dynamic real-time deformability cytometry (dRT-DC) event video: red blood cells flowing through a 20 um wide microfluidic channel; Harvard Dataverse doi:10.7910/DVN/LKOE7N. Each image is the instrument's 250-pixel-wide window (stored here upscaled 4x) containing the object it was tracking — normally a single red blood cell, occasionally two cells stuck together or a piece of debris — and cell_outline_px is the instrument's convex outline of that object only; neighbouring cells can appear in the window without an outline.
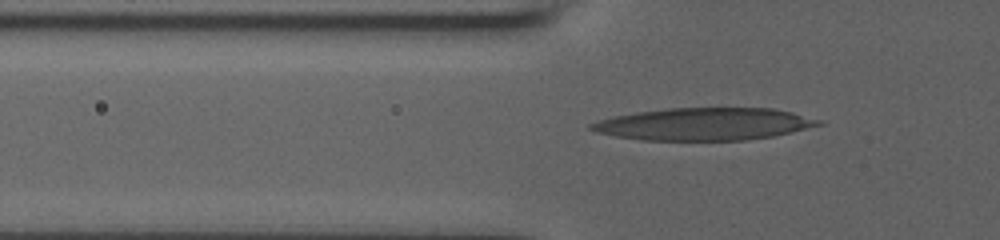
{"species": "human", "species_latin": "Homo sapiens", "temperature_condition": "room temperature", "stored_images_in_passage": 40, "camera_frame_rate_fps": 3000, "um_per_image_px": 0.085, "donor": {"sex": "male"}, "frame": {"image": 1, "passage_image": 5, "time_ms": 1.333, "image_size_px": [1000, 240], "cell_outline_px": [[824, 124], [792, 132], [772, 136], [744, 140], [640, 140], [616, 136], [596, 132], [588, 128], [588, 124], [612, 116], [636, 112], [668, 108], [772, 108], [792, 112], [824, 120]], "centroid_in_image_um": [59.86, 10.54], "position_along_channel_um": 65.9, "area_um2": 43.0}}
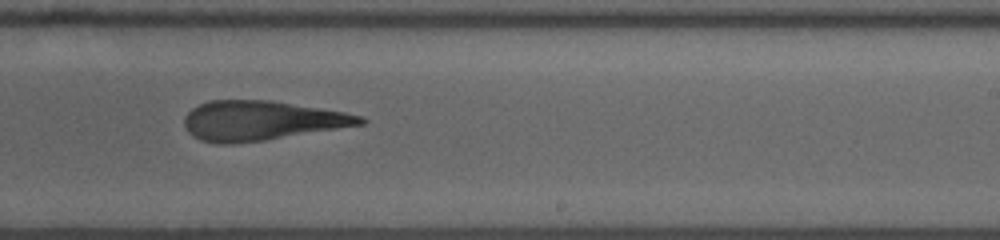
{"frame": {"image": 2, "passage_image": 21, "time_ms": 6.667, "image_size_px": [1000, 240], "cell_outline_px": [[368, 120], [364, 124], [264, 140], [232, 144], [220, 144], [200, 140], [192, 136], [188, 132], [184, 124], [184, 116], [192, 108], [208, 100], [272, 100], [344, 112], [364, 116]], "centroid_in_image_um": [22.19, 10.25], "position_along_channel_um": 266.8, "area_um2": 40.52}}
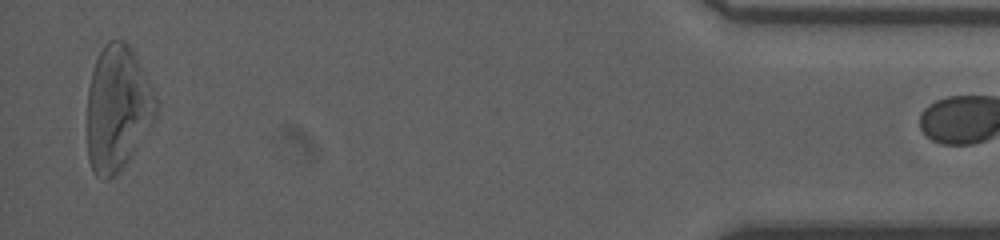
{"frame": {"image": 3, "passage_image": 39, "time_ms": 12.667, "image_size_px": [1000, 240], "cell_outline_px": [[156, 116], [152, 124], [120, 172], [116, 176], [104, 180], [96, 176], [88, 160], [88, 88], [92, 72], [96, 60], [104, 44], [108, 40], [124, 40], [132, 48], [152, 88], [156, 100]], "centroid_in_image_um": [9.98, 9.22], "position_along_channel_um": 425.2, "area_um2": 50.0}}